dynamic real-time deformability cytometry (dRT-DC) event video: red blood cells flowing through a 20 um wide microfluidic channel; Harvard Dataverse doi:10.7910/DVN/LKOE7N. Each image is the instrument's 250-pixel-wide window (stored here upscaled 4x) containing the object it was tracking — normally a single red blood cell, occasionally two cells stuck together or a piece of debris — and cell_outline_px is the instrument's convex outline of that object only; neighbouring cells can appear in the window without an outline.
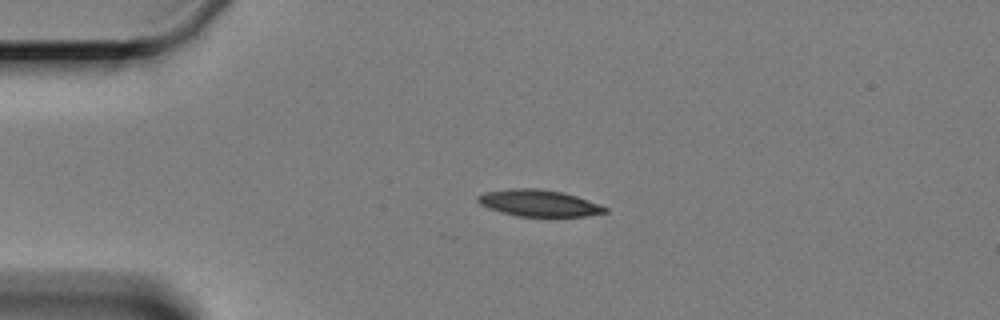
{"species": "Egyptian fruit bat (a non-hibernating species)", "species_latin": "Rousettus aegyptiacus", "temperature_condition": "cold", "stored_images_in_passage": 2, "camera_frame_rate_fps": 3000, "um_per_image_px": 0.085, "animal": {"sex": "female"}, "frame": {"image": 1, "passage_image": 1, "time_ms": 0.0, "image_size_px": [1000, 320], "cell_outline_px": [[608, 212], [584, 216], [520, 216], [500, 212], [488, 208], [480, 204], [476, 200], [476, 196], [484, 192], [512, 188], [536, 188], [560, 192], [576, 196], [608, 208]], "centroid_in_image_um": [45.74, 17.26], "position_along_channel_um": 39.3, "area_um2": 19.54}}